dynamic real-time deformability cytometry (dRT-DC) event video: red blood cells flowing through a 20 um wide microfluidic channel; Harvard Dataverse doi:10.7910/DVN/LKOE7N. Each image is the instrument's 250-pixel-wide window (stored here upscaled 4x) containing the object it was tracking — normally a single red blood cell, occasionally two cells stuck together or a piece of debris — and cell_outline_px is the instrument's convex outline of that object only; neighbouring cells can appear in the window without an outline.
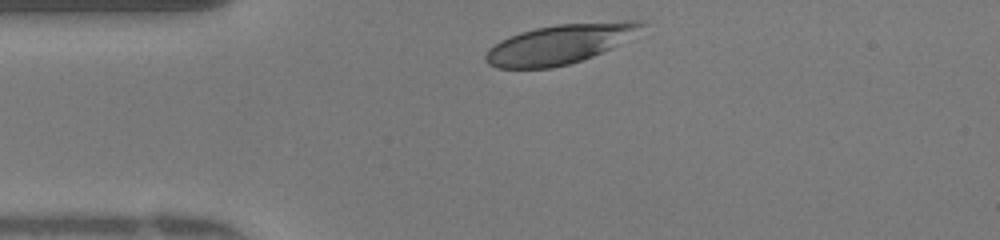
{"species": "human", "species_latin": "Homo sapiens", "temperature_condition": "warm", "stored_images_in_passage": 31, "camera_frame_rate_fps": 3000, "um_per_image_px": 0.085, "donor": {"sex": "female"}, "frame": {"image": 1, "passage_image": 2, "time_ms": 0.333, "image_size_px": [1000, 240], "cell_outline_px": [[644, 24], [608, 48], [592, 56], [568, 64], [552, 68], [496, 68], [488, 64], [484, 60], [484, 56], [488, 48], [500, 40], [508, 36], [520, 32], [536, 28], [556, 24], [628, 20], [636, 20]], "centroid_in_image_um": [47.38, 3.75], "position_along_channel_um": 37.6, "area_um2": 34.97}}
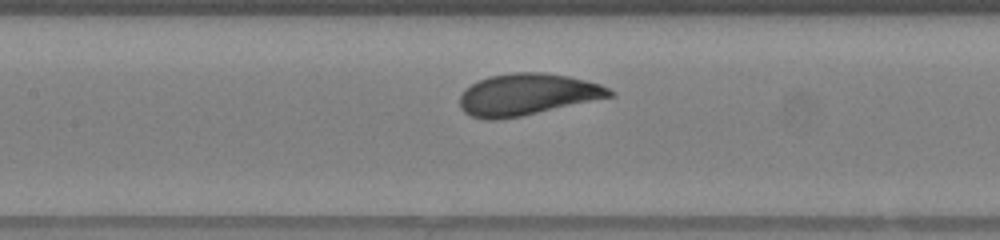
{"frame": {"image": 2, "passage_image": 13, "time_ms": 4.0, "image_size_px": [1000, 240], "cell_outline_px": [[616, 96], [520, 116], [496, 120], [488, 120], [472, 116], [464, 112], [460, 108], [460, 96], [464, 88], [480, 80], [492, 76], [512, 72], [544, 72], [568, 76], [600, 84], [616, 92]], "centroid_in_image_um": [44.83, 8.03], "position_along_channel_um": 162.6, "area_um2": 36.36}}
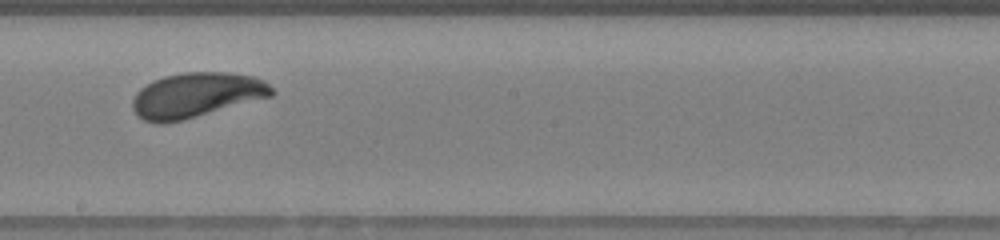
{"frame": {"image": 3, "passage_image": 18, "time_ms": 5.667, "image_size_px": [1000, 240], "cell_outline_px": [[276, 92], [272, 96], [184, 120], [164, 124], [156, 124], [144, 120], [132, 108], [132, 100], [136, 92], [140, 88], [152, 80], [164, 76], [184, 72], [228, 72], [252, 76], [264, 80]], "centroid_in_image_um": [16.67, 8.09], "position_along_channel_um": 231.5, "area_um2": 36.59}, "authors_computed_cell_mechanics": {"area_um2": 35.7204, "velocity_mm_per_s": 4.1504, "shape_relaxation_time_tau1_ms": 2.0357, "shape_relaxation_time_tau2_ms": null, "deformation_change_tau1": 0.1368, "deformation_change_tau2": null}}